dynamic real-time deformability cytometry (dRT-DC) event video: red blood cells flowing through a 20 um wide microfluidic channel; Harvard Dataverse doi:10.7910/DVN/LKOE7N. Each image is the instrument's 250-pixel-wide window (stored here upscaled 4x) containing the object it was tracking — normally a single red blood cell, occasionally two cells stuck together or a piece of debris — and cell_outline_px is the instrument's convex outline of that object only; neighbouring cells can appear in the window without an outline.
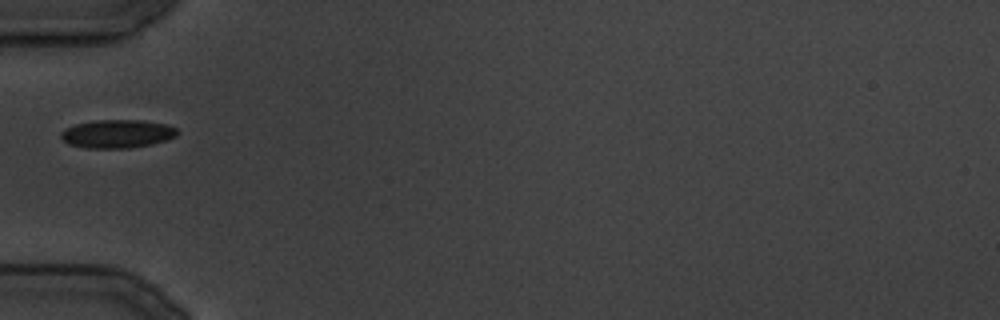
{"species": "common noctule bat (a hibernating species)", "species_latin": "Nyctalus noctula", "temperature_condition": "cold", "stored_images_in_passage": 83, "camera_frame_rate_fps": 3000, "um_per_image_px": 0.085, "animal": {"sex": "male", "body_mass_g": 19.5, "forearm_length_mm": 54.6}, "frame": {"image": 1, "passage_image": 1, "time_ms": 0.0, "image_size_px": [1000, 320], "cell_outline_px": [[180, 132], [176, 136], [168, 140], [152, 144], [128, 148], [84, 148], [68, 144], [60, 136], [60, 132], [64, 128], [76, 124], [96, 120], [140, 120], [164, 124], [176, 128]], "centroid_in_image_um": [9.96, 11.38], "position_along_channel_um": 75.0, "area_um2": 19.31}}
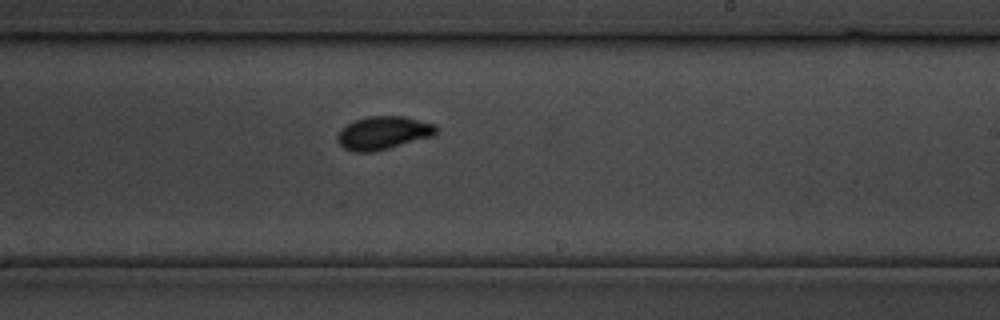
{"frame": {"image": 2, "passage_image": 35, "time_ms": 11.333, "image_size_px": [1000, 320], "cell_outline_px": [[436, 132], [432, 136], [388, 148], [372, 152], [352, 152], [344, 148], [336, 140], [336, 136], [340, 128], [356, 120], [368, 116], [404, 116], [436, 124]], "centroid_in_image_um": [32.53, 11.29], "position_along_channel_um": 256.5, "area_um2": 19.02}}
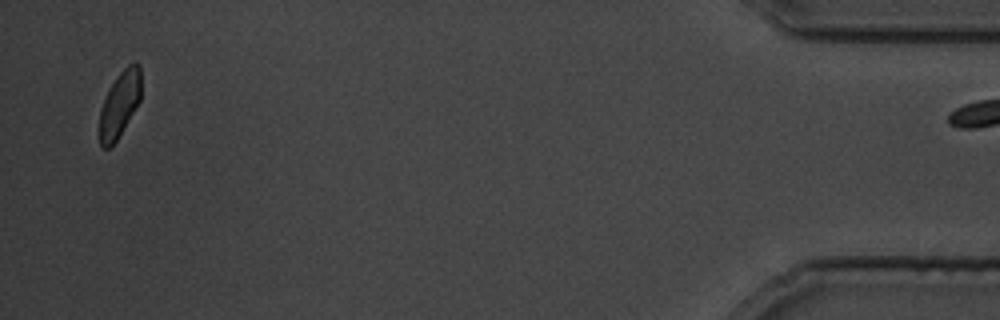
{"frame": {"image": 3, "passage_image": 81, "time_ms": 26.667, "image_size_px": [1000, 320], "cell_outline_px": [[140, 100], [116, 140], [108, 148], [104, 148], [100, 144], [96, 128], [100, 108], [112, 84], [120, 72], [128, 64], [136, 60], [140, 64]], "centroid_in_image_um": [10.12, 8.87], "position_along_channel_um": 425.1, "area_um2": 16.01}}